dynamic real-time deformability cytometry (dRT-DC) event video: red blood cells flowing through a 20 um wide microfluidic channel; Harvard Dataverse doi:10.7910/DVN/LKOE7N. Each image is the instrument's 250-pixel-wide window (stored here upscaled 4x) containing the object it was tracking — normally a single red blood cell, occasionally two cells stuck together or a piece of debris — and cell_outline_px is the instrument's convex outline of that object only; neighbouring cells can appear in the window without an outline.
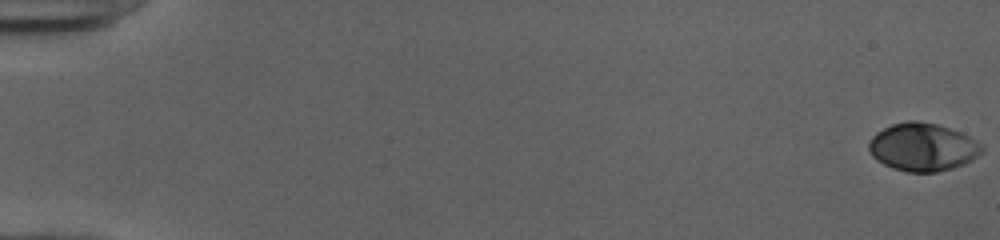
{"species": "human", "species_latin": "Homo sapiens", "temperature_condition": "cold", "stored_images_in_passage": 53, "camera_frame_rate_fps": 3000, "um_per_image_px": 0.085, "donor": {"sex": "female"}, "frame": {"image": 1, "passage_image": 1, "time_ms": 0.0, "image_size_px": [1000, 240], "cell_outline_px": [[984, 152], [972, 160], [964, 164], [952, 168], [936, 172], [908, 172], [892, 168], [876, 160], [872, 156], [868, 148], [868, 140], [876, 132], [892, 124], [908, 120], [916, 120], [936, 124], [960, 132], [984, 144]], "centroid_in_image_um": [78.43, 12.5], "position_along_channel_um": 6.6, "area_um2": 31.85}}
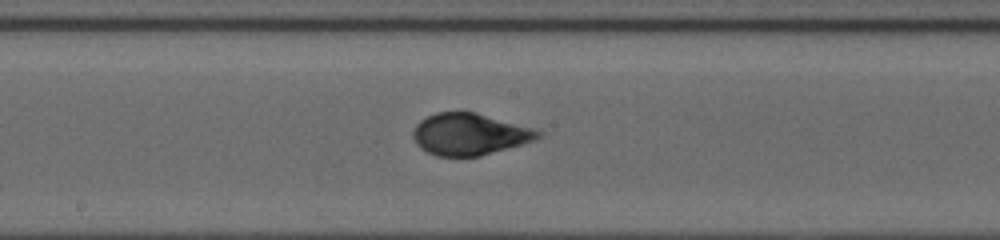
{"frame": {"image": 2, "passage_image": 30, "time_ms": 9.667, "image_size_px": [1000, 240], "cell_outline_px": [[544, 136], [536, 140], [480, 156], [436, 156], [420, 148], [416, 144], [412, 136], [412, 132], [416, 124], [420, 120], [436, 112], [476, 112], [532, 128], [544, 132]], "centroid_in_image_um": [39.91, 11.41], "position_along_channel_um": 208.3, "area_um2": 30.46}}
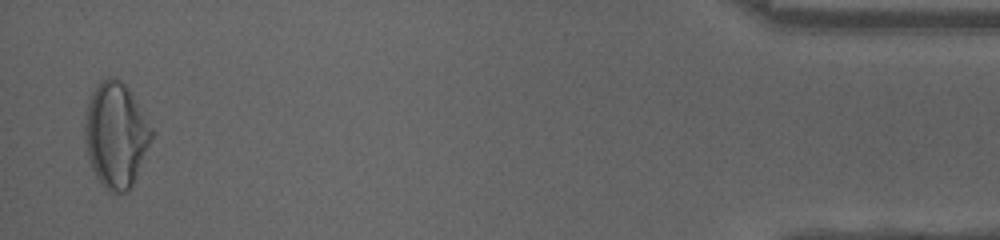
{"frame": {"image": 3, "passage_image": 52, "time_ms": 17.0, "image_size_px": [1000, 240], "cell_outline_px": [[152, 136], [132, 184], [124, 192], [108, 192], [100, 184], [92, 168], [88, 156], [84, 140], [84, 124], [88, 104], [92, 92], [96, 84], [100, 80], [108, 76], [116, 76], [128, 88], [152, 128]], "centroid_in_image_um": [9.8, 11.44], "position_along_channel_um": 425.4, "area_um2": 40.4}, "authors_computed_cell_mechanics": {"area_um2": 30.9808, "velocity_mm_per_s": 4.007, "shape_relaxation_time_tau1_ms": 8.1992, "shape_relaxation_time_tau2_ms": null, "deformation_change_tau1": 0.2664, "deformation_change_tau2": null}}